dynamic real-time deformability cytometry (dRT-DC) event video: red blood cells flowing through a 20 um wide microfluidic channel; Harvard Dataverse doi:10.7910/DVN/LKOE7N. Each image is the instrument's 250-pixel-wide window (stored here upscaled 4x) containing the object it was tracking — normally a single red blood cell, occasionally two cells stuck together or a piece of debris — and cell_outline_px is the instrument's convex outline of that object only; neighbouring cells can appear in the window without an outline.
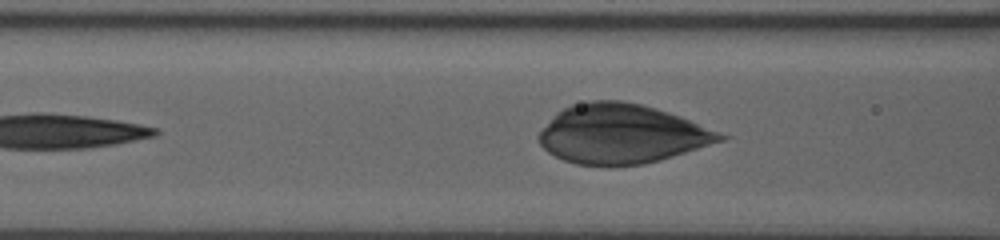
{"species": "human", "species_latin": "Homo sapiens", "temperature_condition": "room temperature", "stored_images_in_passage": 6, "segment_of_instrument_passage": [2, 2], "camera_frame_rate_fps": 3000, "um_per_image_px": 0.085, "donor": {"sex": "male"}, "frame": {"image": 1, "passage_image": 6, "time_ms": 2.667, "image_size_px": [1000, 240], "cell_outline_px": [[728, 136], [724, 140], [660, 160], [644, 164], [576, 164], [564, 160], [548, 152], [540, 144], [540, 132], [552, 116], [556, 112], [572, 104], [588, 100], [620, 100], [640, 104], [668, 112], [680, 116]], "centroid_in_image_um": [52.82, 11.36], "position_along_channel_um": 113.8, "area_um2": 61.67}}